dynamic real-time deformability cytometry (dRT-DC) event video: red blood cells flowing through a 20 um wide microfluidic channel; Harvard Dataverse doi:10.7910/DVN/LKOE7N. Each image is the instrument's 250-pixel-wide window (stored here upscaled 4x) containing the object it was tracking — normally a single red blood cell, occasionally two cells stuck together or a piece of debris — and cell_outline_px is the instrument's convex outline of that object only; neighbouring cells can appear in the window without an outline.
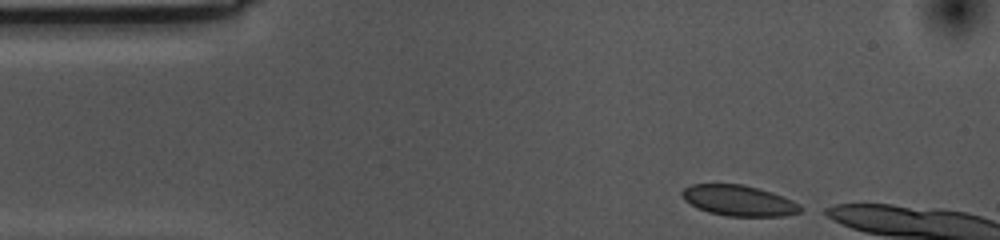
{"species": "common noctule bat (a hibernating species)", "species_latin": "Nyctalus noctula", "temperature_condition": "cold", "stored_images_in_passage": 6, "camera_frame_rate_fps": 3000, "um_per_image_px": 0.085, "animal": {"sex": "female", "body_mass_g": 10.0, "forearm_length_mm": 53.1}, "frame": {"image": 1, "passage_image": 1, "time_ms": 0.0, "image_size_px": [1000, 240], "cell_outline_px": [[808, 208], [800, 212], [784, 216], [728, 216], [708, 212], [696, 208], [684, 200], [680, 192], [684, 188], [692, 184], [744, 184], [760, 188], [784, 196]], "centroid_in_image_um": [62.84, 17.05], "position_along_channel_um": 22.2, "area_um2": 21.56}}